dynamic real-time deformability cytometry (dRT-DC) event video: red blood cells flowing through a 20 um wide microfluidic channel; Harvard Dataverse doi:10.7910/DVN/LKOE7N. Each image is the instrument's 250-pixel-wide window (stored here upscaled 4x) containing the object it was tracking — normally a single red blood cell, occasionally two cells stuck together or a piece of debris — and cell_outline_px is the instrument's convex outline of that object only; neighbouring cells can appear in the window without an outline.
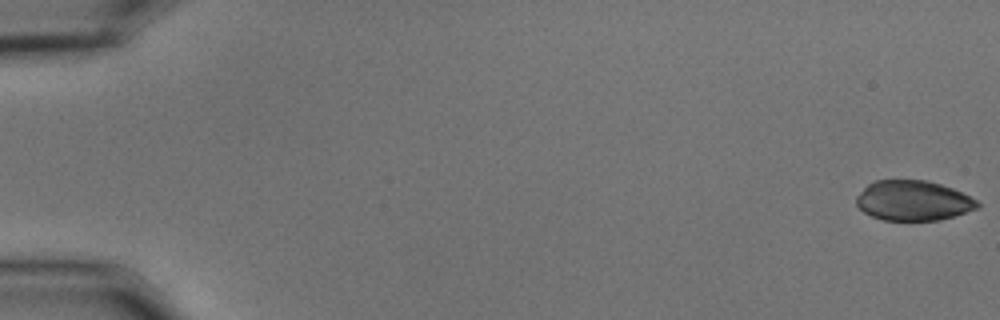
{"species": "common noctule bat (a hibernating species)", "species_latin": "Nyctalus noctula", "temperature_condition": "cold", "stored_images_in_passage": 56, "camera_frame_rate_fps": 3000, "um_per_image_px": 0.085, "animal": {"sex": "male", "body_mass_g": 15.6}, "frame": {"image": 1, "passage_image": 1, "time_ms": 0.0, "image_size_px": [1000, 320], "cell_outline_px": [[980, 208], [940, 220], [884, 220], [872, 216], [864, 212], [856, 204], [856, 196], [868, 184], [876, 180], [928, 180], [952, 188], [976, 200], [980, 204]], "centroid_in_image_um": [77.62, 17.05], "position_along_channel_um": 7.4, "area_um2": 28.15}}
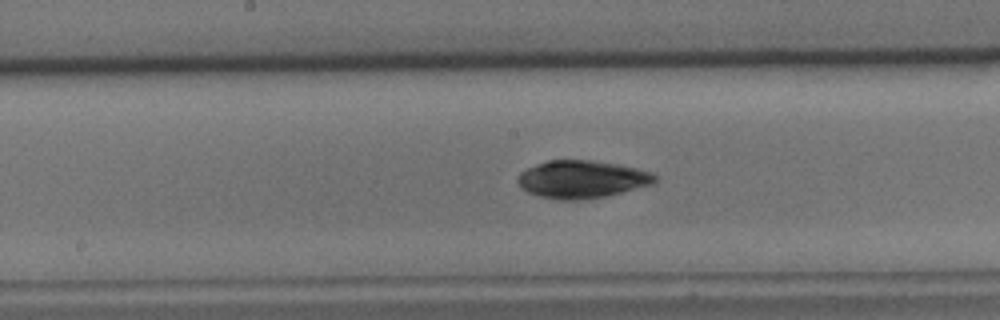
{"frame": {"image": 2, "passage_image": 30, "time_ms": 9.667, "image_size_px": [1000, 320], "cell_outline_px": [[656, 180], [652, 184], [604, 196], [580, 200], [560, 200], [540, 196], [528, 192], [520, 188], [516, 180], [520, 172], [536, 164], [548, 160], [592, 160], [616, 164], [636, 168], [652, 172], [656, 176]], "centroid_in_image_um": [49.42, 15.23], "position_along_channel_um": 198.8, "area_um2": 29.94}}
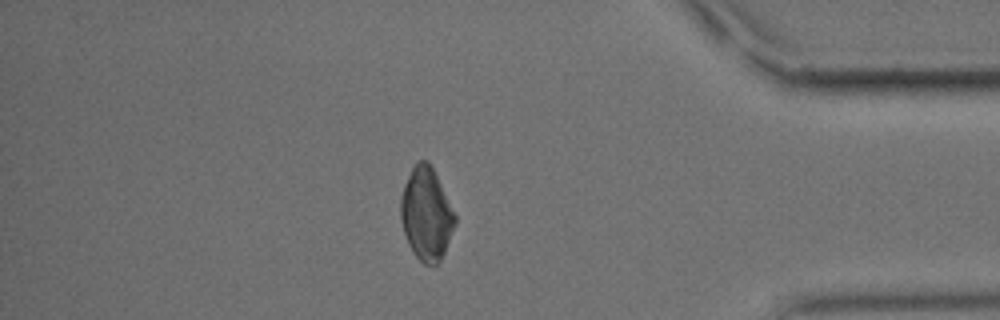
{"frame": {"image": 3, "passage_image": 49, "time_ms": 16.0, "image_size_px": [1000, 320], "cell_outline_px": [[456, 224], [444, 252], [440, 260], [436, 264], [424, 264], [412, 252], [408, 244], [404, 232], [400, 216], [400, 200], [404, 184], [416, 160], [428, 160], [456, 216]], "centroid_in_image_um": [36.22, 18.19], "position_along_channel_um": 399.0, "area_um2": 29.02}, "authors_computed_cell_mechanics": {"area_um2": 29.7092, "velocity_mm_per_s": 3.6088, "shape_relaxation_time_tau1_ms": null, "shape_relaxation_time_tau2_ms": 3.5619, "deformation_change_tau1": null, "deformation_change_tau2": 0.0655}}